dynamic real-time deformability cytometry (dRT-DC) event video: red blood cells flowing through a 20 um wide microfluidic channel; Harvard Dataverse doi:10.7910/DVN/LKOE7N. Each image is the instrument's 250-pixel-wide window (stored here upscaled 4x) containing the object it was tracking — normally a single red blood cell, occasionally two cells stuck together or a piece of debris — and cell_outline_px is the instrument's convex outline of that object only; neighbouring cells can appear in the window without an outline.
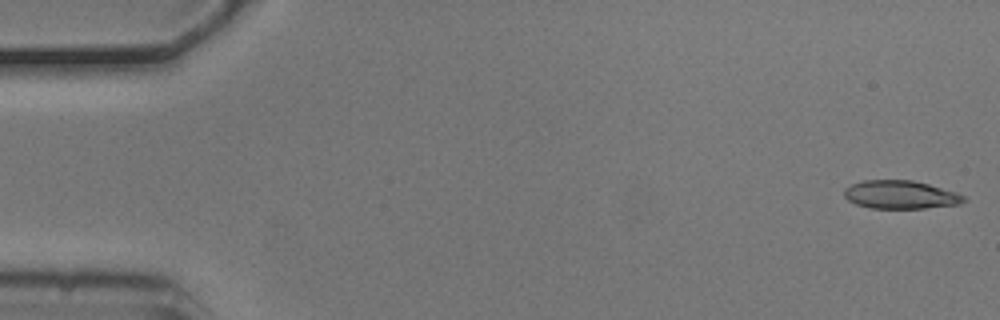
{"species": "common noctule bat (a hibernating species)", "species_latin": "Nyctalus noctula", "temperature_condition": "cold", "stored_images_in_passage": 5, "camera_frame_rate_fps": 3000, "um_per_image_px": 0.085, "animal": {"sex": "male", "body_mass_g": 20.5, "forearm_length_mm": 52.5}, "frame": {"image": 1, "passage_image": 1, "time_ms": 0.0, "image_size_px": [1000, 320], "cell_outline_px": [[968, 200], [960, 204], [924, 208], [872, 208], [856, 204], [848, 200], [844, 196], [844, 188], [852, 184], [864, 180], [912, 180], [928, 184], [956, 192], [964, 196]], "centroid_in_image_um": [76.54, 16.55], "position_along_channel_um": 8.5, "area_um2": 19.65}}
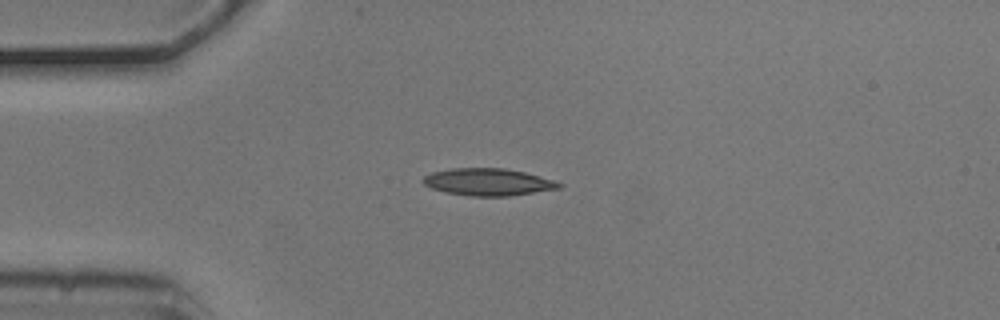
{"frame": {"image": 2, "passage_image": 3, "time_ms": 0.667, "image_size_px": [1000, 320], "cell_outline_px": [[564, 184], [560, 188], [508, 196], [472, 196], [444, 192], [432, 188], [424, 184], [420, 180], [424, 176], [432, 172], [452, 168], [504, 168], [524, 172], [552, 180]], "centroid_in_image_um": [41.44, 15.47], "position_along_channel_um": 43.6, "area_um2": 21.39}}
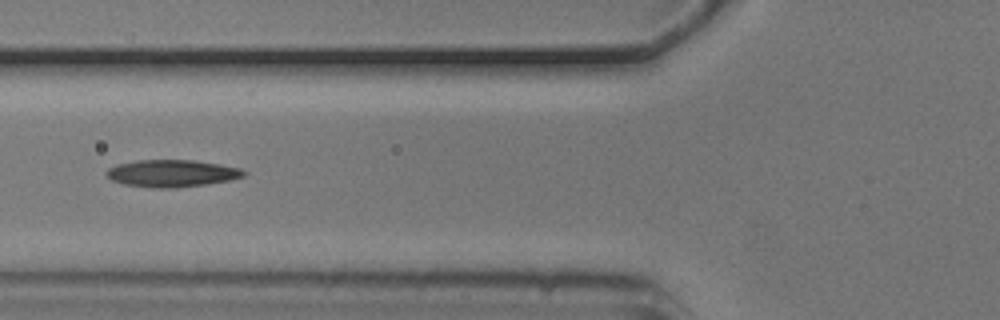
{"frame": {"image": 3, "passage_image": 5, "time_ms": 1.333, "image_size_px": [1000, 320], "cell_outline_px": [[248, 172], [244, 176], [232, 180], [176, 188], [152, 188], [124, 184], [112, 180], [104, 172], [108, 168], [116, 164], [136, 160], [196, 160], [220, 164], [240, 168]], "centroid_in_image_um": [14.61, 14.73], "position_along_channel_um": 111.2, "area_um2": 21.91}}